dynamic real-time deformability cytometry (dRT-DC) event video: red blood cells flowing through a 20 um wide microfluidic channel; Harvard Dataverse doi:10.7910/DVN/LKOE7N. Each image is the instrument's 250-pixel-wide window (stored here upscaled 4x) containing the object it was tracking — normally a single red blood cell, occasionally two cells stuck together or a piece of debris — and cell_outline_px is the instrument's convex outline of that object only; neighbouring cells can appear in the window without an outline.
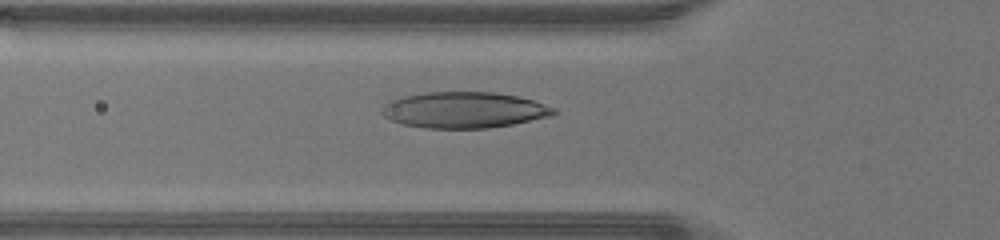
{"species": "human", "species_latin": "Homo sapiens", "temperature_condition": "warm", "stored_images_in_passage": 47, "camera_frame_rate_fps": 3000, "um_per_image_px": 0.085, "donor": {"sex": "male"}, "frame": {"image": 1, "passage_image": 16, "time_ms": 5.0, "image_size_px": [1000, 240], "cell_outline_px": [[560, 112], [552, 116], [512, 124], [488, 128], [424, 128], [404, 124], [392, 120], [384, 116], [380, 112], [380, 108], [388, 100], [404, 96], [424, 92], [496, 92], [516, 96], [532, 100], [556, 108]], "centroid_in_image_um": [39.44, 9.34], "position_along_channel_um": 86.4, "area_um2": 36.3}}
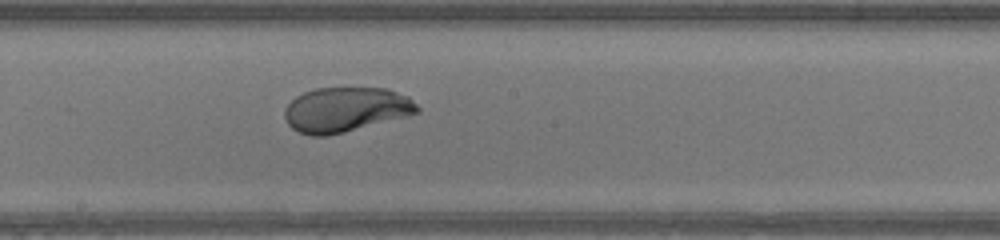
{"frame": {"image": 2, "passage_image": 25, "time_ms": 8.0, "image_size_px": [1000, 240], "cell_outline_px": [[420, 112], [408, 116], [328, 136], [308, 136], [292, 128], [288, 124], [284, 116], [284, 112], [288, 104], [296, 96], [304, 92], [316, 88], [388, 88], [408, 96], [420, 108]], "centroid_in_image_um": [29.4, 9.32], "position_along_channel_um": 218.8, "area_um2": 34.68}}
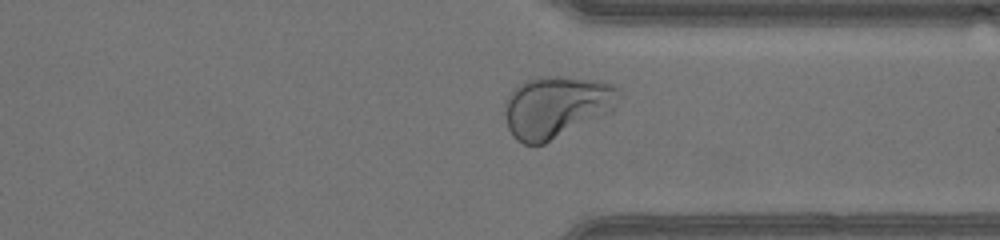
{"frame": {"image": 3, "passage_image": 35, "time_ms": 11.333, "image_size_px": [1000, 240], "cell_outline_px": [[620, 96], [616, 108], [612, 112], [544, 144], [524, 144], [516, 140], [512, 136], [508, 128], [504, 112], [504, 100], [524, 80], [540, 76], [568, 76], [612, 84], [620, 92]], "centroid_in_image_um": [47.28, 9.08], "position_along_channel_um": 364.1, "area_um2": 41.38}, "authors_computed_cell_mechanics": {"area_um2": 37.1076, "velocity_mm_per_s": 4.38, "shape_relaxation_time_tau1_ms": 3.6737, "shape_relaxation_time_tau2_ms": null, "deformation_change_tau1": 0.2202, "deformation_change_tau2": null}}